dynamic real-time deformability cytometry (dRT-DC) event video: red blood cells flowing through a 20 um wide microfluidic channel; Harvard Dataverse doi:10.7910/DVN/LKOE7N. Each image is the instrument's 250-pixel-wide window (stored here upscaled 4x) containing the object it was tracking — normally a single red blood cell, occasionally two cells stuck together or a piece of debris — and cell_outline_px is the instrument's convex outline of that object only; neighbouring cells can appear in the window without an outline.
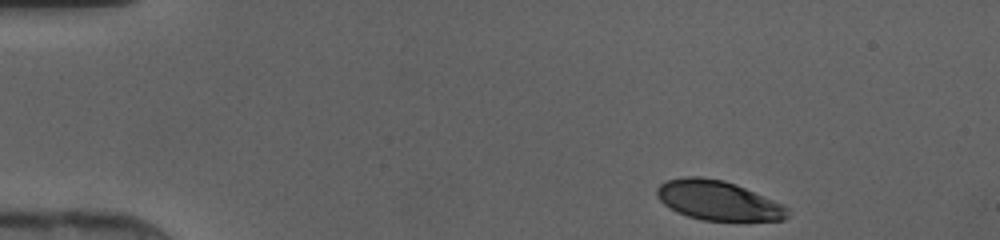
{"species": "human", "species_latin": "Homo sapiens", "temperature_condition": "cold", "stored_images_in_passage": 10, "camera_frame_rate_fps": 3000, "um_per_image_px": 0.085, "donor": {"sex": "female"}, "frame": {"image": 1, "passage_image": 1, "time_ms": 0.0, "image_size_px": [1000, 240], "cell_outline_px": [[788, 216], [784, 220], [700, 220], [676, 212], [664, 204], [656, 196], [656, 188], [664, 180], [684, 176], [700, 176], [724, 180], [736, 184], [784, 204], [788, 208]], "centroid_in_image_um": [61.01, 17.02], "position_along_channel_um": 24.0, "area_um2": 30.29}}